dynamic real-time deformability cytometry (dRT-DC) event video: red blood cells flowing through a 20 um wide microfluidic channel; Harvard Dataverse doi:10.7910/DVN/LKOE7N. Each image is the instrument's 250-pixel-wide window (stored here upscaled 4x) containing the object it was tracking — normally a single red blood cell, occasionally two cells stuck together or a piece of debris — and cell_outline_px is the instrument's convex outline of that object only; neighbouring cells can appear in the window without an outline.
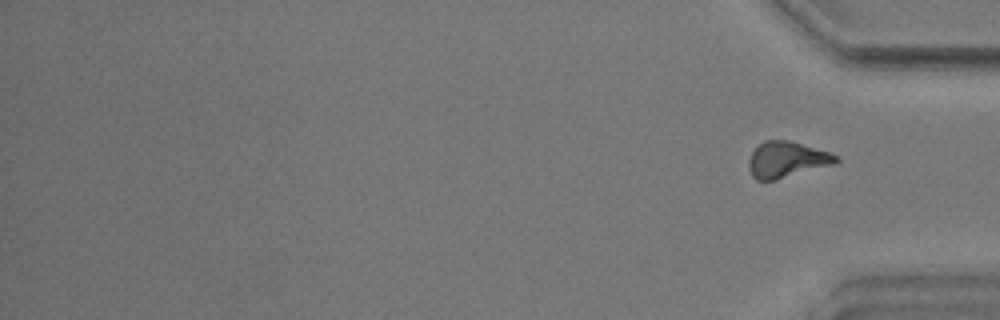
{"species": "common noctule bat (a hibernating species)", "species_latin": "Nyctalus noctula", "temperature_condition": "warm", "stored_images_in_passage": 47, "camera_frame_rate_fps": 3000, "um_per_image_px": 0.085, "animal": {"sex": "male", "body_mass_g": 17.9}, "frame": {"image": 1, "passage_image": 47, "time_ms": 15.333, "image_size_px": [1000, 320], "cell_outline_px": [[840, 160], [836, 164], [776, 180], [756, 180], [752, 176], [748, 168], [748, 160], [752, 152], [764, 140], [788, 140], [828, 152], [840, 156]], "centroid_in_image_um": [66.88, 13.58], "position_along_channel_um": 368.3, "area_um2": 18.38}}